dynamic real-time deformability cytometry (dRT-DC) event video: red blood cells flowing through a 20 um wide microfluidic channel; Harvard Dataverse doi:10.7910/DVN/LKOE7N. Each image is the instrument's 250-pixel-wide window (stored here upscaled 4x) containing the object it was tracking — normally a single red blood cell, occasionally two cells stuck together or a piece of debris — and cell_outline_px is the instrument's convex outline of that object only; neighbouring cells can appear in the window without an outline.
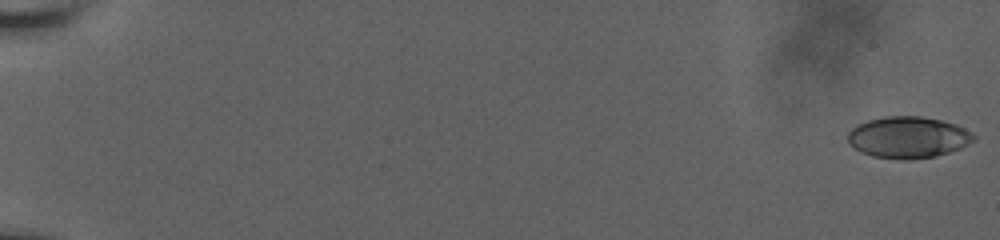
{"species": "human", "species_latin": "Homo sapiens", "temperature_condition": "room temperature", "stored_images_in_passage": 58, "camera_frame_rate_fps": 3000, "um_per_image_px": 0.085, "donor": {"sex": "male"}, "frame": {"image": 1, "passage_image": 1, "time_ms": 0.0, "image_size_px": [1000, 240], "cell_outline_px": [[976, 140], [960, 148], [936, 156], [908, 160], [904, 160], [872, 156], [848, 144], [848, 132], [852, 128], [868, 120], [884, 116], [920, 116], [940, 120], [956, 124], [972, 132], [976, 136]], "centroid_in_image_um": [77.21, 11.67], "position_along_channel_um": 7.8, "area_um2": 30.4}}
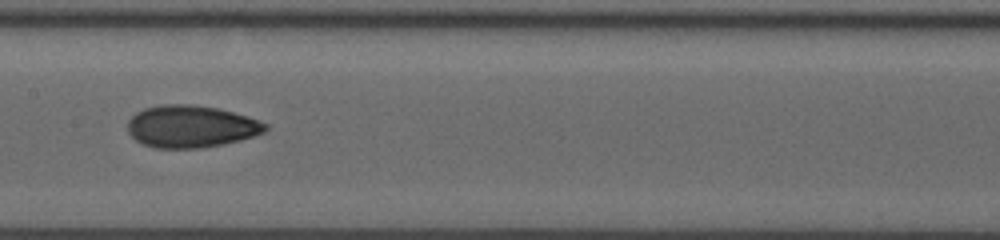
{"frame": {"image": 2, "passage_image": 33, "time_ms": 10.667, "image_size_px": [1000, 240], "cell_outline_px": [[268, 128], [264, 132], [240, 140], [200, 148], [156, 148], [144, 144], [136, 140], [128, 132], [128, 120], [136, 112], [144, 108], [160, 104], [192, 104], [216, 108], [248, 116], [268, 124]], "centroid_in_image_um": [16.22, 10.74], "position_along_channel_um": 191.2, "area_um2": 33.76}}
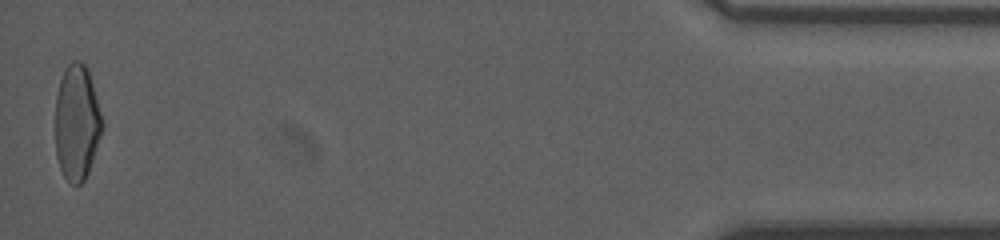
{"frame": {"image": 3, "passage_image": 58, "time_ms": 19.0, "image_size_px": [1000, 240], "cell_outline_px": [[104, 128], [88, 172], [84, 180], [80, 184], [72, 184], [64, 176], [60, 168], [56, 156], [56, 96], [60, 80], [64, 68], [72, 60], [80, 60], [88, 68], [104, 124]], "centroid_in_image_um": [6.54, 10.39], "position_along_channel_um": 428.7, "area_um2": 31.73}, "authors_computed_cell_mechanics": {"area_um2": 31.7611, "velocity_mm_per_s": 3.8154, "shape_relaxation_time_tau1_ms": 7.78, "shape_relaxation_time_tau2_ms": 2.1612, "deformation_change_tau1": 0.205, "deformation_change_tau2": 0.074}}